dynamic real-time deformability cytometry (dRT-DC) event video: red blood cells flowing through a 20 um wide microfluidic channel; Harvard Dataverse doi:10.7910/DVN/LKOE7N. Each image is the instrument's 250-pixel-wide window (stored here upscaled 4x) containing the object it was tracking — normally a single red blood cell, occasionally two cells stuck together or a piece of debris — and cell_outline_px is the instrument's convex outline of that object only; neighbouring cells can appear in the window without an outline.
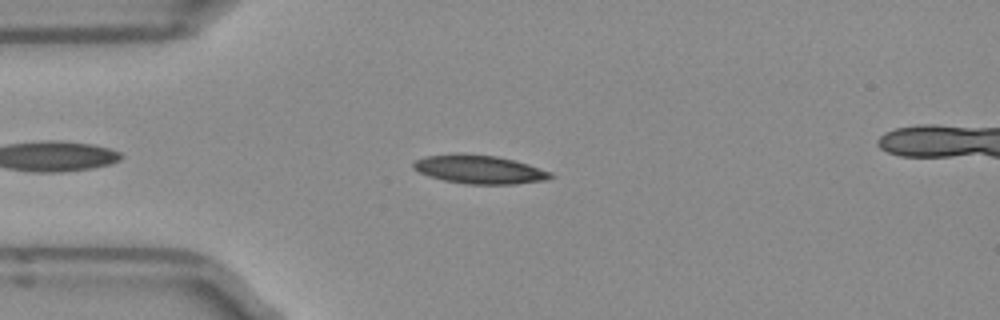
{"species": "Egyptian fruit bat (a non-hibernating species)", "species_latin": "Rousettus aegyptiacus", "temperature_condition": "room temperature", "stored_images_in_passage": 46, "segment_of_instrument_passage": [1, 2], "camera_frame_rate_fps": 3000, "um_per_image_px": 0.085, "frame": {"image": 1, "passage_image": 7, "time_ms": 2.0, "image_size_px": [1000, 320], "cell_outline_px": [[556, 176], [548, 180], [516, 184], [464, 184], [444, 180], [428, 176], [412, 168], [412, 164], [416, 160], [424, 156], [452, 152], [464, 152], [496, 156], [528, 164], [552, 172]], "centroid_in_image_um": [40.73, 14.38], "position_along_channel_um": 44.3, "area_um2": 23.35}}
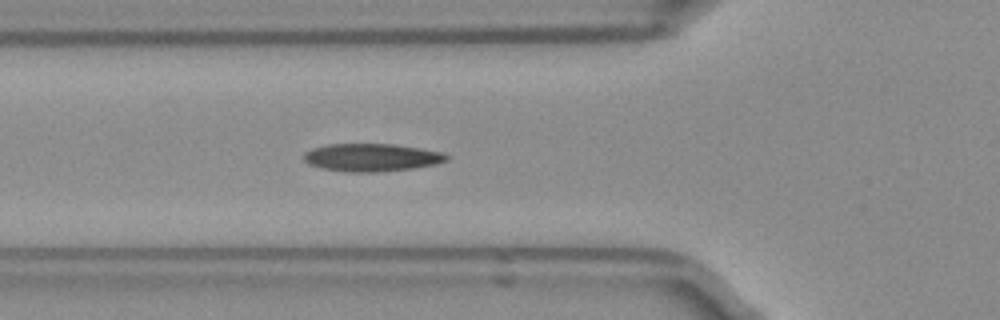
{"frame": {"image": 2, "passage_image": 12, "time_ms": 3.667, "image_size_px": [1000, 320], "cell_outline_px": [[448, 160], [432, 164], [412, 168], [376, 172], [344, 172], [320, 168], [308, 164], [304, 160], [304, 152], [312, 148], [328, 144], [392, 144], [420, 148], [440, 152], [448, 156]], "centroid_in_image_um": [31.51, 13.38], "position_along_channel_um": 94.3, "area_um2": 23.0}}
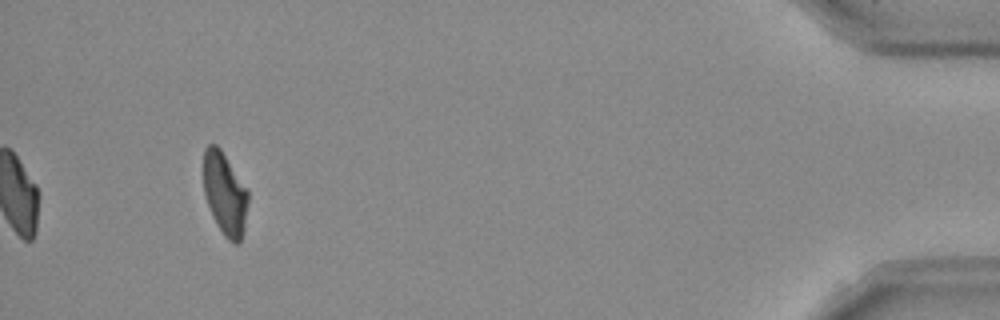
{"frame": {"image": 3, "passage_image": 42, "time_ms": 13.667, "image_size_px": [1000, 320], "cell_outline_px": [[248, 200], [244, 228], [240, 244], [236, 244], [228, 240], [224, 236], [208, 204], [204, 192], [204, 148], [208, 144], [216, 144], [220, 148], [248, 192]], "centroid_in_image_um": [19.11, 16.47], "position_along_channel_um": 416.1, "area_um2": 20.92}}